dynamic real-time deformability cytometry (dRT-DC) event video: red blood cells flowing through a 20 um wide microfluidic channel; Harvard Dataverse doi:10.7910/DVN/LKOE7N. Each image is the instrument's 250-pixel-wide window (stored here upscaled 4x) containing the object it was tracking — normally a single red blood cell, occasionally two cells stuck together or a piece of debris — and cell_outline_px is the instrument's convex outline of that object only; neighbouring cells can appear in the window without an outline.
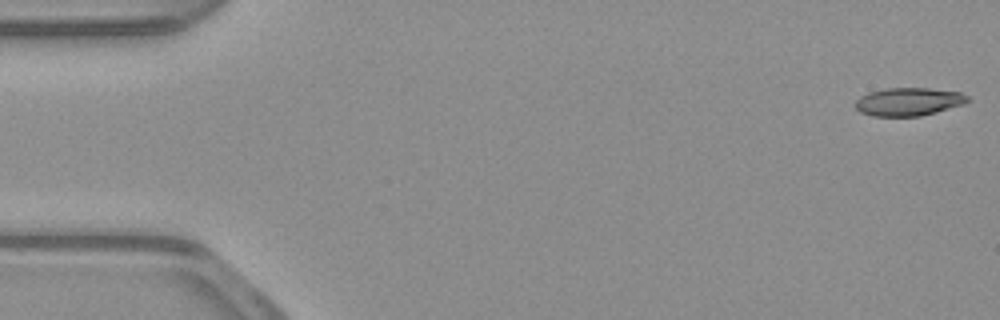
{"species": "common noctule bat (a hibernating species)", "species_latin": "Nyctalus noctula", "temperature_condition": "warm", "stored_images_in_passage": 53, "camera_frame_rate_fps": 3000, "um_per_image_px": 0.085, "animal": {"sex": "male", "body_mass_g": 23.1, "forearm_length_mm": 52.7}, "frame": {"image": 1, "passage_image": 1, "time_ms": 0.0, "image_size_px": [1000, 320], "cell_outline_px": [[972, 100], [964, 104], [936, 112], [920, 116], [872, 116], [860, 112], [856, 108], [856, 100], [860, 96], [868, 92], [884, 88], [928, 88], [960, 92], [968, 96]], "centroid_in_image_um": [77.24, 8.64], "position_along_channel_um": 7.8, "area_um2": 18.5}}
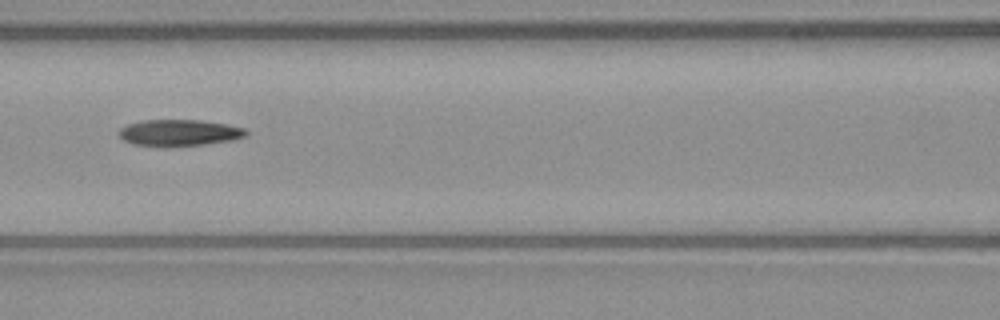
{"frame": {"image": 2, "passage_image": 23, "time_ms": 7.333, "image_size_px": [1000, 320], "cell_outline_px": [[248, 132], [244, 136], [232, 140], [204, 144], [132, 144], [124, 140], [116, 132], [120, 128], [128, 124], [140, 120], [200, 120], [228, 124], [244, 128]], "centroid_in_image_um": [15.23, 11.24], "position_along_channel_um": 151.4, "area_um2": 18.9}}
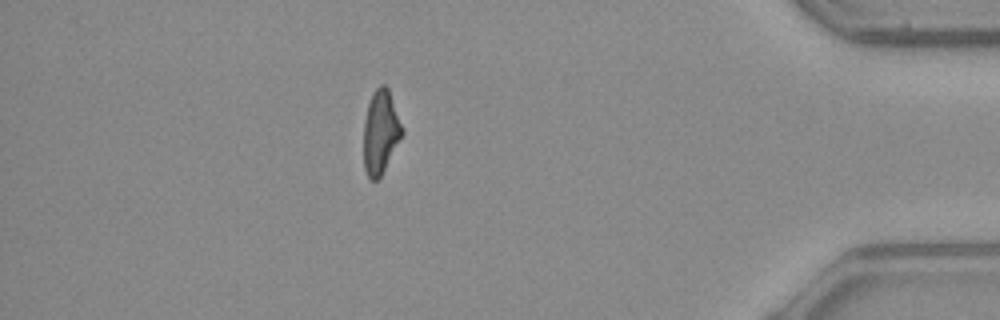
{"frame": {"image": 3, "passage_image": 46, "time_ms": 15.0, "image_size_px": [1000, 320], "cell_outline_px": [[404, 132], [380, 176], [376, 180], [372, 180], [368, 176], [364, 168], [364, 120], [368, 104], [372, 92], [380, 84], [384, 84], [388, 88], [404, 128]], "centroid_in_image_um": [32.35, 11.17], "position_along_channel_um": 402.8, "area_um2": 18.61}, "authors_computed_cell_mechanics": {"area_um2": 19.4786, "velocity_mm_per_s": 3.9183, "shape_relaxation_time_tau1_ms": null, "shape_relaxation_time_tau2_ms": 4.385, "deformation_change_tau1": null, "deformation_change_tau2": 0.1557}}